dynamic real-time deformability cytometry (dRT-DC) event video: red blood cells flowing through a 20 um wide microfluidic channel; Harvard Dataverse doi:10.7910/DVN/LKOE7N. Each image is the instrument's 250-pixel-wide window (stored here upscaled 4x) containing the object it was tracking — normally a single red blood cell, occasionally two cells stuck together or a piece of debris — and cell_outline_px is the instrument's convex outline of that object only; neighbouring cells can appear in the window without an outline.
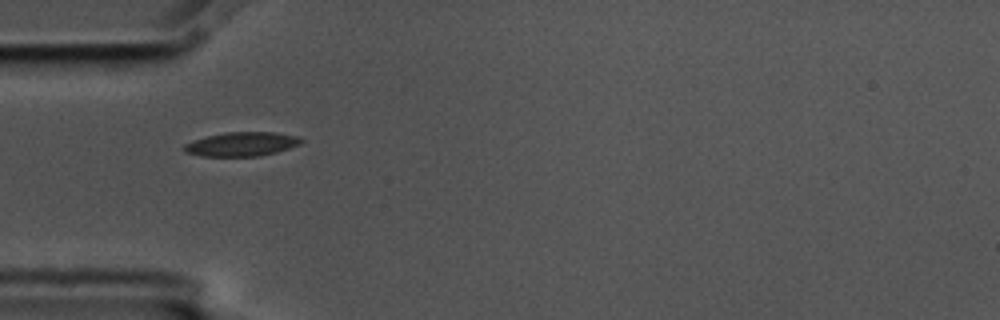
{"species": "common noctule bat (a hibernating species)", "species_latin": "Nyctalus noctula", "temperature_condition": "cold", "stored_images_in_passage": 3, "camera_frame_rate_fps": 3000, "um_per_image_px": 0.085, "animal": {"sex": "male", "body_mass_g": 17.5, "forearm_length_mm": 52.3}, "frame": {"image": 1, "passage_image": 1, "time_ms": 0.0, "image_size_px": [1000, 320], "cell_outline_px": [[304, 140], [300, 144], [276, 152], [260, 156], [200, 156], [184, 152], [184, 144], [192, 140], [208, 136], [228, 132], [276, 132], [300, 136]], "centroid_in_image_um": [20.56, 12.24], "position_along_channel_um": 64.4, "area_um2": 16.47}}